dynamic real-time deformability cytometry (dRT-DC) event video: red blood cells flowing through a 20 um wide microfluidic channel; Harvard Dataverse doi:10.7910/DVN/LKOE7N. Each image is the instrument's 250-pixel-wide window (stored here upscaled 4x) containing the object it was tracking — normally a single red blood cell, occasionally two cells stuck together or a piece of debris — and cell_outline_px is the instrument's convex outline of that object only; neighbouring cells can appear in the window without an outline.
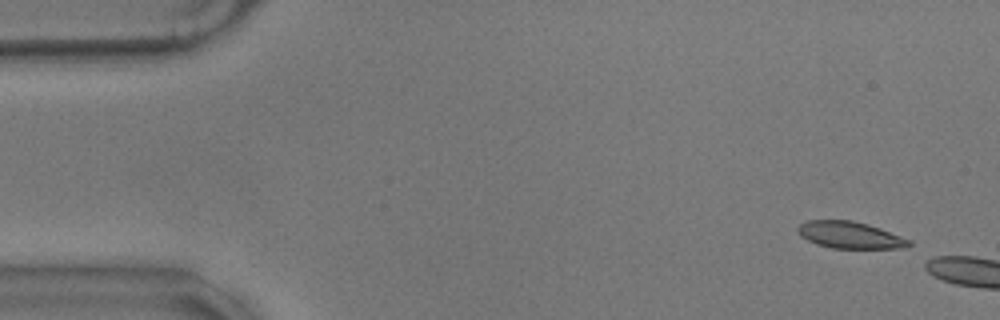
{"species": "common noctule bat (a hibernating species)", "species_latin": "Nyctalus noctula", "temperature_condition": "warm", "stored_images_in_passage": 12, "camera_frame_rate_fps": 3000, "um_per_image_px": 0.085, "animal": {"sex": "male", "body_mass_g": 17.9}, "frame": {"image": 1, "passage_image": 3, "time_ms": 0.667, "image_size_px": [1000, 320], "cell_outline_px": [[912, 244], [904, 248], [832, 248], [816, 244], [800, 236], [796, 228], [800, 224], [808, 220], [852, 220], [868, 224], [880, 228], [912, 240]], "centroid_in_image_um": [72.25, 19.97], "position_along_channel_um": 12.7, "area_um2": 17.46}}